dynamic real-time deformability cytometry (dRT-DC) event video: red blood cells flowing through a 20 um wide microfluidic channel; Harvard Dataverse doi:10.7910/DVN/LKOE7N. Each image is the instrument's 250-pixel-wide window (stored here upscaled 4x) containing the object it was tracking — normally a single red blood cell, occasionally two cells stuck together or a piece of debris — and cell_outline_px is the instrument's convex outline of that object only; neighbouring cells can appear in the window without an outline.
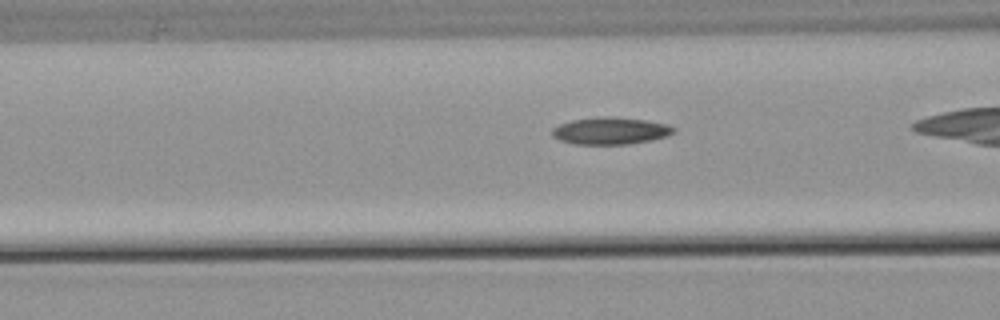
{"species": "common noctule bat (a hibernating species)", "species_latin": "Nyctalus noctula", "temperature_condition": "warm", "stored_images_in_passage": 35, "camera_frame_rate_fps": 3000, "um_per_image_px": 0.085, "animal": {"sex": "male", "body_mass_g": 21.5, "forearm_length_mm": 52.0}, "frame": {"image": 1, "passage_image": 14, "time_ms": 4.333, "image_size_px": [1000, 320], "cell_outline_px": [[676, 132], [668, 136], [652, 140], [628, 144], [572, 144], [560, 140], [552, 136], [552, 128], [560, 124], [572, 120], [600, 116], [612, 116], [648, 120], [668, 124], [676, 128]], "centroid_in_image_um": [51.93, 11.11], "position_along_channel_um": 114.7, "area_um2": 19.48}}
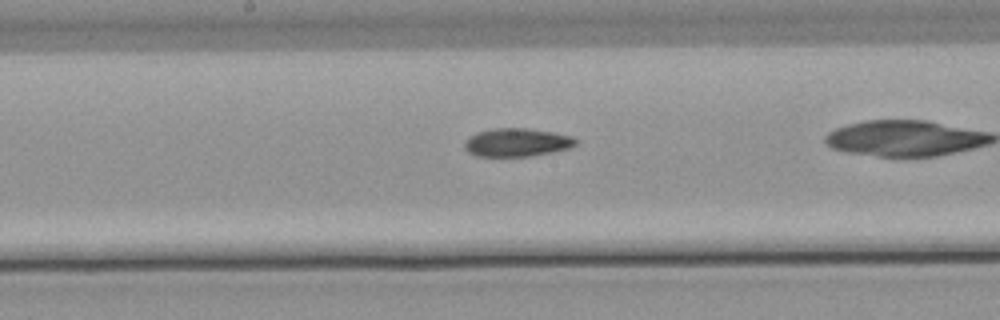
{"frame": {"image": 2, "passage_image": 21, "time_ms": 6.667, "image_size_px": [1000, 320], "cell_outline_px": [[576, 144], [568, 148], [552, 152], [532, 156], [476, 156], [468, 152], [464, 148], [464, 140], [476, 132], [492, 128], [524, 128], [552, 132], [572, 136], [576, 140]], "centroid_in_image_um": [43.88, 12.1], "position_along_channel_um": 204.3, "area_um2": 18.32}}
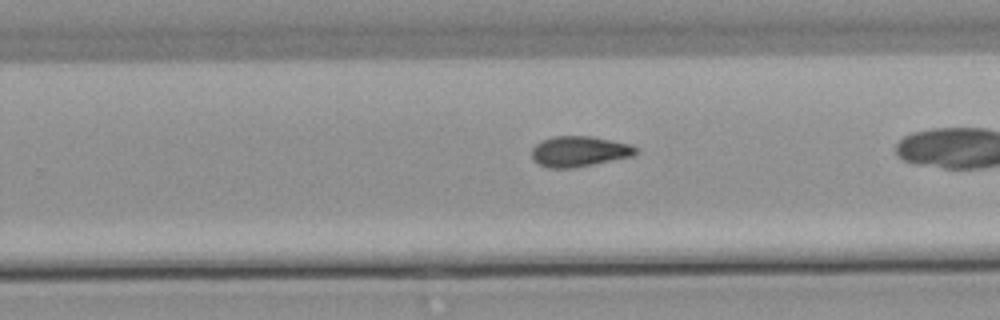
{"frame": {"image": 3, "passage_image": 27, "time_ms": 8.667, "image_size_px": [1000, 320], "cell_outline_px": [[640, 152], [636, 156], [572, 168], [548, 168], [532, 160], [532, 148], [540, 140], [552, 136], [592, 136], [632, 144], [640, 148]], "centroid_in_image_um": [49.3, 12.86], "position_along_channel_um": 280.5, "area_um2": 18.96}}